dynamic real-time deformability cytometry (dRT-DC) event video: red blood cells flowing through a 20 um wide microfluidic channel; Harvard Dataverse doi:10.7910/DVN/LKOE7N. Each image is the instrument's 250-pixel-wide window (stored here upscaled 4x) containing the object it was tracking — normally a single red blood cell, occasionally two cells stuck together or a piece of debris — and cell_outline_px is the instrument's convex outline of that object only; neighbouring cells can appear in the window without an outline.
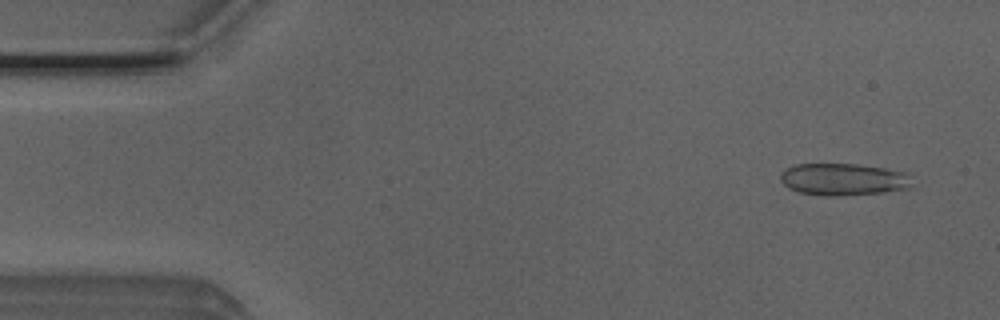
{"species": "Egyptian fruit bat (a non-hibernating species)", "species_latin": "Rousettus aegyptiacus", "temperature_condition": "room temperature", "stored_images_in_passage": 51, "camera_frame_rate_fps": 3000, "um_per_image_px": 0.085, "animal": {"sex": "male"}, "frame": {"image": 1, "passage_image": 3, "time_ms": 0.667, "image_size_px": [1000, 320], "cell_outline_px": [[912, 188], [880, 192], [832, 196], [824, 196], [800, 192], [788, 188], [780, 180], [780, 172], [796, 164], [856, 164], [884, 168], [908, 172], [912, 176]], "centroid_in_image_um": [71.72, 15.24], "position_along_channel_um": 13.3, "area_um2": 24.68}}
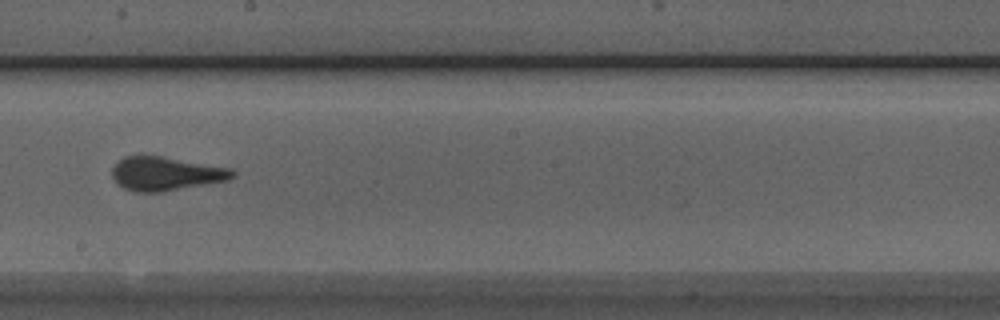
{"frame": {"image": 2, "passage_image": 28, "time_ms": 9.0, "image_size_px": [1000, 320], "cell_outline_px": [[236, 176], [228, 180], [160, 192], [136, 192], [124, 188], [116, 184], [112, 176], [112, 168], [124, 156], [140, 152], [164, 156], [232, 168], [236, 172]], "centroid_in_image_um": [14.06, 14.72], "position_along_channel_um": 234.1, "area_um2": 24.33}}
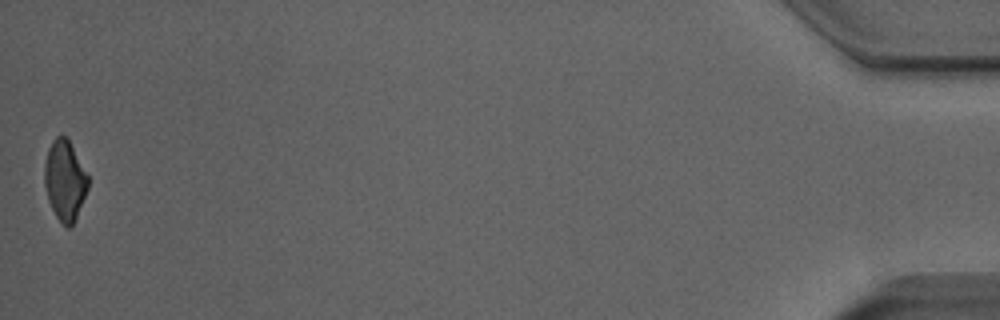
{"frame": {"image": 3, "passage_image": 51, "time_ms": 16.667, "image_size_px": [1000, 320], "cell_outline_px": [[88, 188], [76, 216], [72, 224], [68, 228], [56, 216], [48, 200], [44, 184], [44, 164], [48, 148], [52, 140], [56, 136], [68, 136], [88, 176]], "centroid_in_image_um": [5.49, 15.27], "position_along_channel_um": 429.7, "area_um2": 20.23}, "authors_computed_cell_mechanics": {"area_um2": 23.4668, "velocity_mm_per_s": 3.8954, "shape_relaxation_time_tau1_ms": 4.6563, "shape_relaxation_time_tau2_ms": null, "deformation_change_tau1": 0.0888, "deformation_change_tau2": null}}